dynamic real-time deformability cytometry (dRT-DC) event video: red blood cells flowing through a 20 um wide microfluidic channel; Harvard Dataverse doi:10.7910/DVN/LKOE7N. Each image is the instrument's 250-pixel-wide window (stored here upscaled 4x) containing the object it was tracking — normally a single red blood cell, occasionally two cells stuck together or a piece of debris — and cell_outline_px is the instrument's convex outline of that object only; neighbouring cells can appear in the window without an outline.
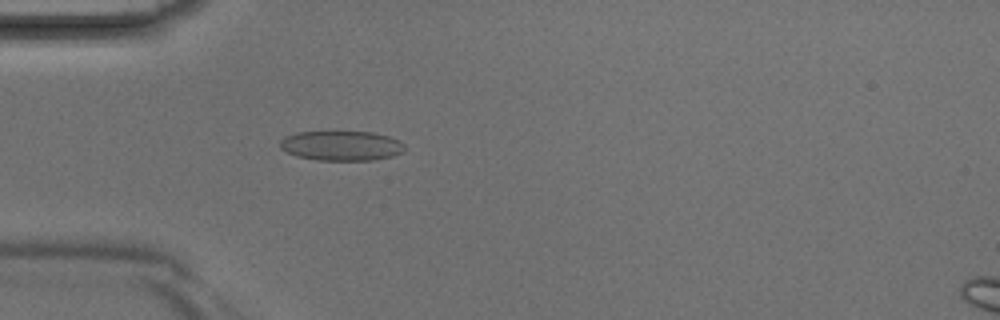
{"species": "Egyptian fruit bat (a non-hibernating species)", "species_latin": "Rousettus aegyptiacus", "temperature_condition": "room temperature", "stored_images_in_passage": 4, "camera_frame_rate_fps": 3000, "um_per_image_px": 0.085, "animal": {"sex": "male"}, "frame": {"image": 1, "passage_image": 3, "time_ms": 0.667, "image_size_px": [1000, 320], "cell_outline_px": [[404, 152], [392, 156], [372, 160], [316, 160], [296, 156], [280, 148], [280, 140], [284, 136], [296, 132], [372, 132], [388, 136], [400, 140], [404, 144]], "centroid_in_image_um": [29.02, 12.38], "position_along_channel_um": 56.0, "area_um2": 21.68}}